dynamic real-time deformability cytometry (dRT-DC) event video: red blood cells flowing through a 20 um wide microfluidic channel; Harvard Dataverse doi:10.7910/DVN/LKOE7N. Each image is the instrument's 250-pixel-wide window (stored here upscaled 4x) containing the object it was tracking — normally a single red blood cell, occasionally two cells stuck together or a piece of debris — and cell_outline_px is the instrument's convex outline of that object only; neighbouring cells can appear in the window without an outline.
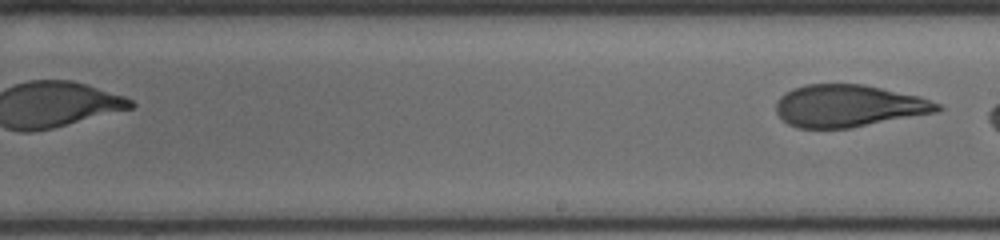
{"species": "human", "species_latin": "Homo sapiens", "temperature_condition": "cold", "stored_images_in_passage": 24, "segment_of_instrument_passage": [2, 2], "camera_frame_rate_fps": 3000, "um_per_image_px": 0.085, "donor": {"sex": "male"}, "frame": {"image": 1, "passage_image": 24, "time_ms": 10.333, "image_size_px": [1000, 240], "cell_outline_px": [[944, 108], [936, 112], [852, 128], [800, 128], [788, 124], [776, 112], [776, 100], [784, 92], [792, 88], [804, 84], [864, 84], [920, 96], [940, 104]], "centroid_in_image_um": [72.12, 8.99], "position_along_channel_um": 216.9, "area_um2": 39.88}}